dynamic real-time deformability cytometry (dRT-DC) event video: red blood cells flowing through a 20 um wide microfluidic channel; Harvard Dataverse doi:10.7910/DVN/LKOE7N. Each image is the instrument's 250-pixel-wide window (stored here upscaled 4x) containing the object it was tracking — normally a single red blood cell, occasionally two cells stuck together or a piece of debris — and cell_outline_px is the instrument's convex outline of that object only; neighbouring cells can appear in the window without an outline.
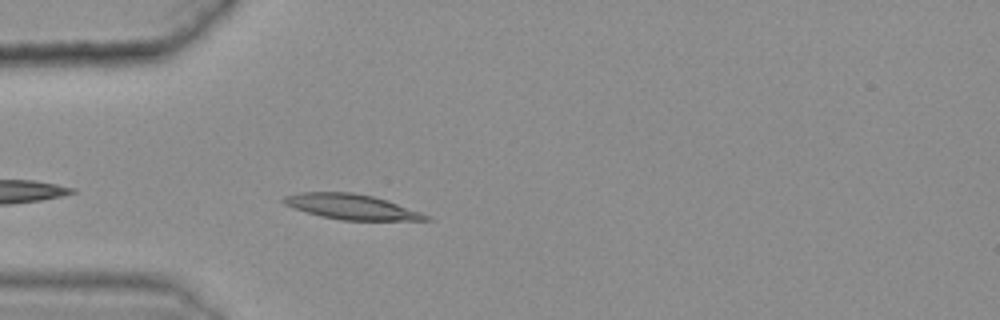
{"species": "common noctule bat (a hibernating species)", "species_latin": "Nyctalus noctula", "temperature_condition": "warm", "stored_images_in_passage": 21, "camera_frame_rate_fps": 3000, "um_per_image_px": 0.085, "animal": {"sex": "female", "body_mass_g": 25.1}, "frame": {"image": 1, "passage_image": 3, "time_ms": 0.667, "image_size_px": [1000, 320], "cell_outline_px": [[432, 220], [340, 220], [320, 216], [284, 204], [280, 200], [284, 196], [300, 192], [352, 192], [372, 196], [432, 216]], "centroid_in_image_um": [29.85, 17.57], "position_along_channel_um": 55.2, "area_um2": 20.58}}
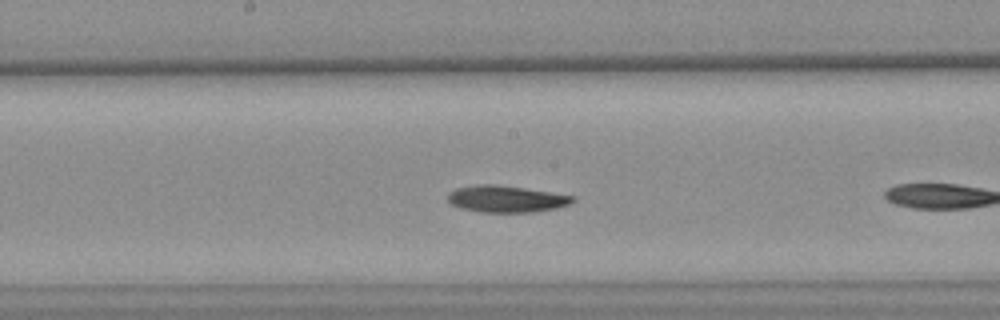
{"frame": {"image": 2, "passage_image": 13, "time_ms": 4.0, "image_size_px": [1000, 320], "cell_outline_px": [[576, 200], [568, 204], [556, 208], [532, 212], [484, 212], [460, 208], [452, 204], [448, 200], [448, 192], [456, 188], [476, 184], [496, 184], [524, 188], [576, 196]], "centroid_in_image_um": [43.02, 16.9], "position_along_channel_um": 205.2, "area_um2": 19.42}}
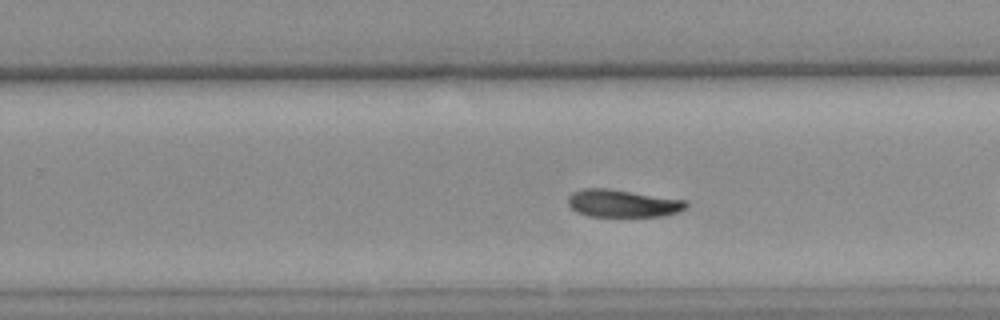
{"frame": {"image": 3, "passage_image": 19, "time_ms": 6.0, "image_size_px": [1000, 320], "cell_outline_px": [[688, 208], [680, 212], [664, 216], [588, 216], [576, 212], [568, 204], [568, 196], [572, 192], [584, 188], [608, 188], [688, 200]], "centroid_in_image_um": [52.97, 17.28], "position_along_channel_um": 276.8, "area_um2": 19.25}}